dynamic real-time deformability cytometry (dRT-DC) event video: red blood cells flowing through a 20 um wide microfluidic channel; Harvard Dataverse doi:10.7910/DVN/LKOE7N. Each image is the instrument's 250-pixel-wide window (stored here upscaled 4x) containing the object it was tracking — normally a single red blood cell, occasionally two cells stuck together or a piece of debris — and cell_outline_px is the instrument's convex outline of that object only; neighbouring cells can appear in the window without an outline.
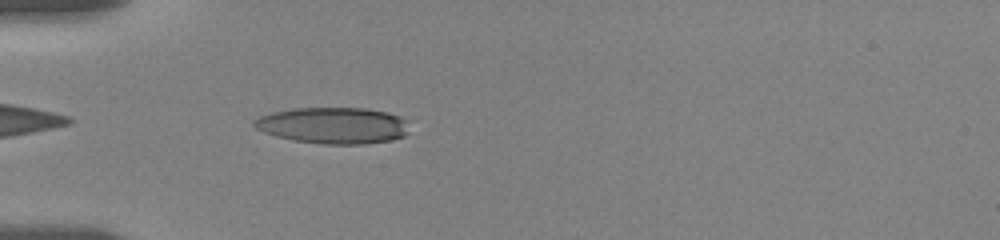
{"species": "human", "species_latin": "Homo sapiens", "temperature_condition": "room temperature", "stored_images_in_passage": 40, "camera_frame_rate_fps": 3000, "um_per_image_px": 0.085, "donor": {"sex": "female"}, "frame": {"image": 1, "passage_image": 3, "time_ms": 0.667, "image_size_px": [1000, 240], "cell_outline_px": [[408, 132], [404, 136], [392, 140], [364, 144], [324, 144], [292, 140], [276, 136], [264, 132], [256, 128], [252, 124], [252, 120], [260, 116], [272, 112], [292, 108], [364, 108], [388, 112], [400, 116], [404, 120]], "centroid_in_image_um": [28.29, 10.66], "position_along_channel_um": 56.7, "area_um2": 32.95}}
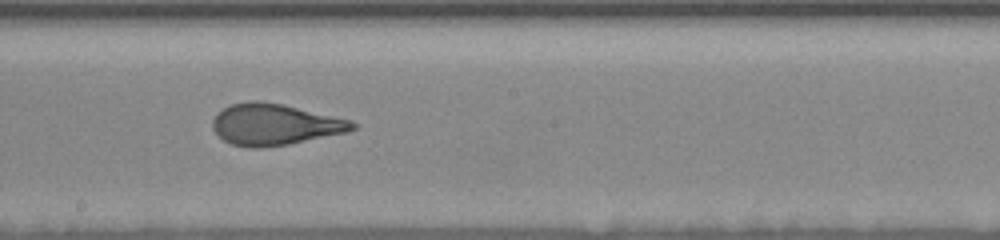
{"frame": {"image": 2, "passage_image": 18, "time_ms": 5.667, "image_size_px": [1000, 240], "cell_outline_px": [[356, 128], [348, 132], [288, 144], [260, 148], [248, 148], [232, 144], [224, 140], [212, 128], [212, 120], [216, 112], [232, 104], [252, 100], [260, 100], [284, 104], [352, 120], [356, 124]], "centroid_in_image_um": [23.35, 10.57], "position_along_channel_um": 224.9, "area_um2": 33.81}}
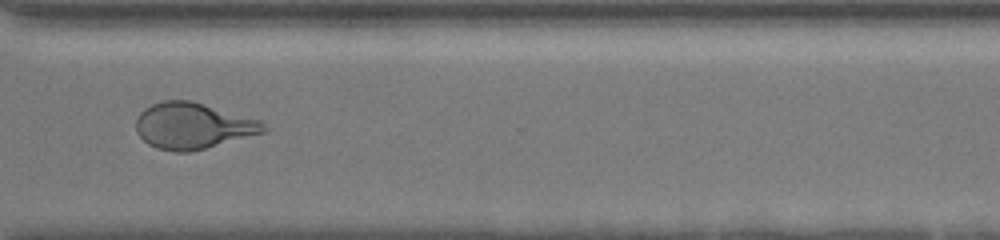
{"frame": {"image": 3, "passage_image": 29, "time_ms": 9.333, "image_size_px": [1000, 240], "cell_outline_px": [[272, 128], [264, 132], [204, 148], [188, 152], [176, 152], [156, 148], [148, 144], [136, 132], [136, 120], [140, 112], [144, 108], [152, 104], [164, 100], [192, 100], [260, 120]], "centroid_in_image_um": [16.39, 10.68], "position_along_channel_um": 354.2, "area_um2": 34.28}, "authors_computed_cell_mechanics": {"area_um2": 34.102, "velocity_mm_per_s": 3.5353, "shape_relaxation_time_tau1_ms": 5.0776, "shape_relaxation_time_tau2_ms": 1.0063, "deformation_change_tau1": 0.2126, "deformation_change_tau2": 0.0896}}